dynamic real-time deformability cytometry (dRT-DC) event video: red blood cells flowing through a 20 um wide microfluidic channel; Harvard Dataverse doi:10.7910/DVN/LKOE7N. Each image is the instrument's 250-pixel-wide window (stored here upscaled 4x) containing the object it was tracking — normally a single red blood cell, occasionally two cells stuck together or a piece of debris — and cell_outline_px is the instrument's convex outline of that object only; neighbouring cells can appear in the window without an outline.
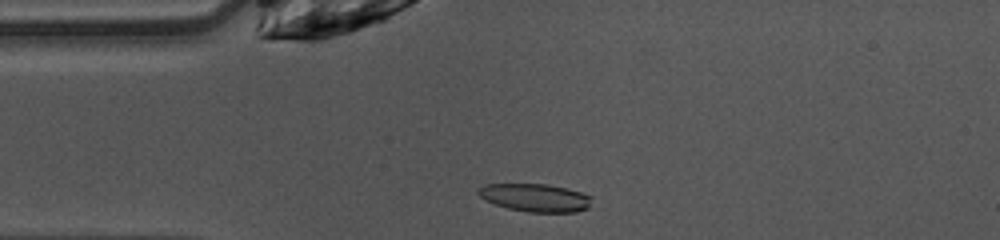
{"species": "common noctule bat (a hibernating species)", "species_latin": "Nyctalus noctula", "temperature_condition": "warm", "stored_images_in_passage": 40, "camera_frame_rate_fps": 3000, "um_per_image_px": 0.085, "animal": {"sex": "female", "body_mass_g": 10.0, "forearm_length_mm": 53.1}, "frame": {"image": 1, "passage_image": 1, "time_ms": 0.0, "image_size_px": [1000, 240], "cell_outline_px": [[592, 196], [588, 208], [576, 212], [528, 212], [508, 208], [496, 204], [480, 196], [476, 192], [484, 184], [548, 184], [568, 188]], "centroid_in_image_um": [45.53, 16.79], "position_along_channel_um": 39.5, "area_um2": 18.38}}
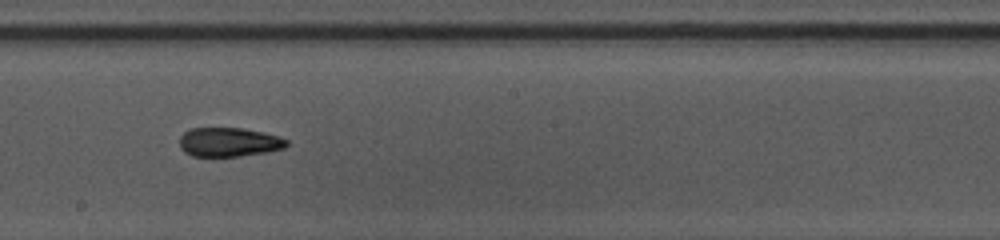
{"frame": {"image": 2, "passage_image": 16, "time_ms": 5.0, "image_size_px": [1000, 240], "cell_outline_px": [[288, 144], [284, 148], [268, 152], [240, 156], [192, 156], [184, 152], [180, 148], [180, 136], [184, 132], [192, 128], [244, 128], [264, 132], [288, 140]], "centroid_in_image_um": [19.45, 12.08], "position_along_channel_um": 228.7, "area_um2": 18.21}}
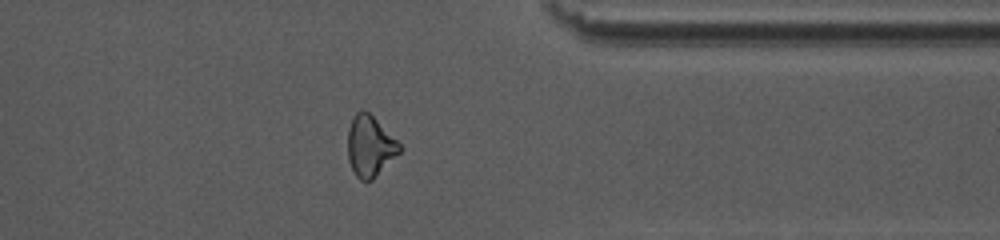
{"frame": {"image": 3, "passage_image": 28, "time_ms": 9.0, "image_size_px": [1000, 240], "cell_outline_px": [[404, 148], [372, 180], [360, 180], [356, 176], [348, 160], [348, 128], [356, 112], [360, 108], [364, 108]], "centroid_in_image_um": [31.43, 12.41], "position_along_channel_um": 380.0, "area_um2": 18.15}, "authors_computed_cell_mechanics": {"area_um2": 18.6694, "velocity_mm_per_s": 4.0482, "shape_relaxation_time_tau1_ms": 6.3509, "shape_relaxation_time_tau2_ms": 5.1714, "deformation_change_tau1": 0.1738, "deformation_change_tau2": 0.1431}}